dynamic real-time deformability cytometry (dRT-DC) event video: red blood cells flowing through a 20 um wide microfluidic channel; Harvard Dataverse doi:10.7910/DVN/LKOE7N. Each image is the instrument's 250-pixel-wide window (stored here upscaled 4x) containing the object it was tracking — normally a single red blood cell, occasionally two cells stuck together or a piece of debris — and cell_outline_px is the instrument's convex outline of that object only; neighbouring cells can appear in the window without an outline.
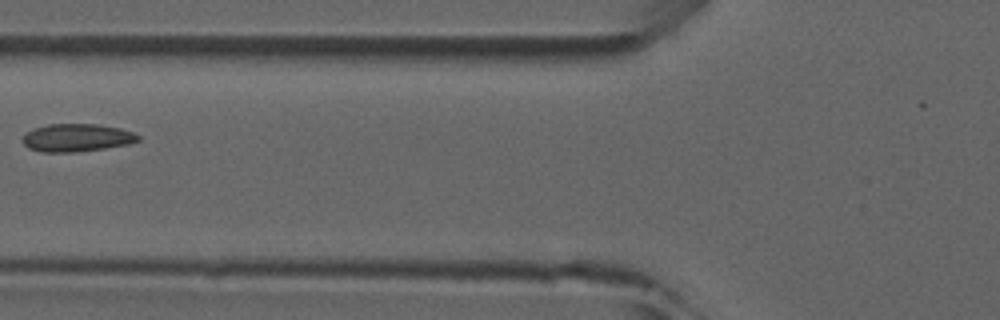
{"species": "common noctule bat (a hibernating species)", "species_latin": "Nyctalus noctula", "temperature_condition": "room temperature", "stored_images_in_passage": 6, "camera_frame_rate_fps": 3000, "um_per_image_px": 0.085, "animal": {"sex": "male", "forearm_length_mm": 52.5}, "frame": {"image": 1, "passage_image": 5, "time_ms": 5.333, "image_size_px": [1000, 320], "cell_outline_px": [[140, 140], [128, 144], [104, 148], [76, 152], [40, 152], [28, 148], [20, 140], [32, 128], [48, 124], [96, 124], [120, 128], [132, 132], [140, 136]], "centroid_in_image_um": [6.49, 11.71], "position_along_channel_um": 119.3, "area_um2": 18.79}}
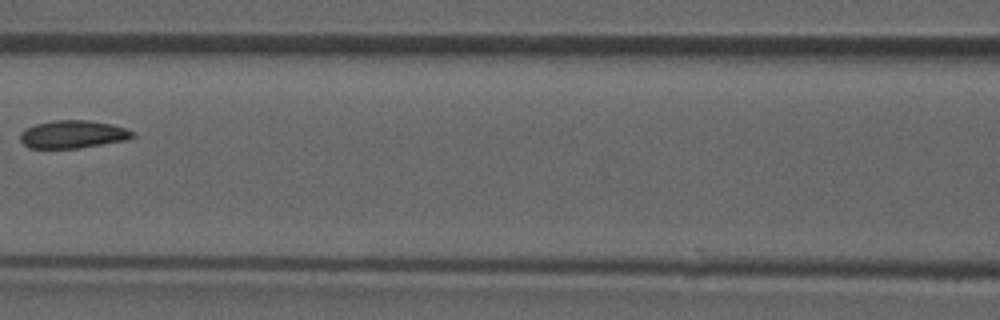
{"frame": {"image": 2, "passage_image": 6, "time_ms": 6.333, "image_size_px": [1000, 320], "cell_outline_px": [[136, 136], [128, 140], [80, 148], [28, 148], [20, 140], [20, 132], [36, 124], [56, 120], [88, 120], [112, 124], [124, 128], [132, 132]], "centroid_in_image_um": [6.21, 11.42], "position_along_channel_um": 160.4, "area_um2": 18.21}}